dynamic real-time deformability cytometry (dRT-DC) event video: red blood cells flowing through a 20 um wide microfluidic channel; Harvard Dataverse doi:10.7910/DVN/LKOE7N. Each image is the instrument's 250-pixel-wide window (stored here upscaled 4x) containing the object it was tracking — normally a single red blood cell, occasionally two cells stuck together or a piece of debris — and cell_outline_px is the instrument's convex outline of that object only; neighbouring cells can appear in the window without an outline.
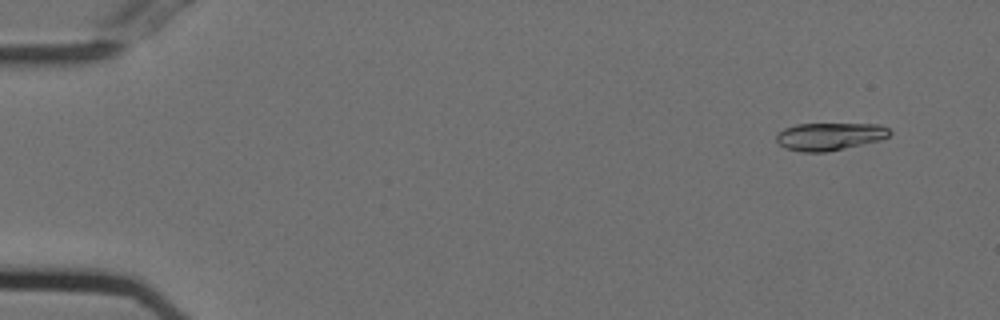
{"species": "Egyptian fruit bat (a non-hibernating species)", "species_latin": "Rousettus aegyptiacus", "temperature_condition": "cold", "stored_images_in_passage": 51, "camera_frame_rate_fps": 3000, "um_per_image_px": 0.085, "animal": {"sex": "female"}, "frame": {"image": 1, "passage_image": 1, "time_ms": 0.0, "image_size_px": [1000, 320], "cell_outline_px": [[892, 132], [888, 136], [880, 140], [828, 152], [800, 152], [784, 148], [776, 140], [776, 136], [784, 128], [796, 124], [880, 124], [888, 128]], "centroid_in_image_um": [70.51, 11.6], "position_along_channel_um": 14.5, "area_um2": 18.26}}
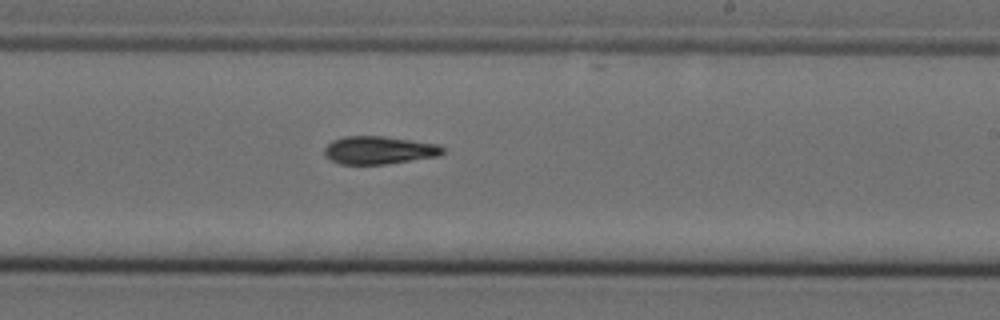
{"frame": {"image": 2, "passage_image": 30, "time_ms": 9.667, "image_size_px": [1000, 320], "cell_outline_px": [[444, 152], [440, 156], [384, 164], [340, 164], [328, 160], [324, 156], [324, 148], [332, 140], [344, 136], [380, 136], [440, 144], [444, 148]], "centroid_in_image_um": [32.19, 12.77], "position_along_channel_um": 256.8, "area_um2": 19.36}}
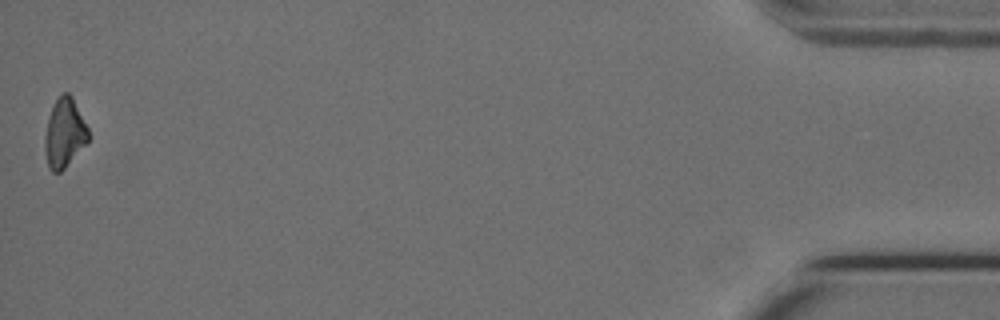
{"frame": {"image": 3, "passage_image": 51, "time_ms": 16.667, "image_size_px": [1000, 320], "cell_outline_px": [[88, 140], [64, 168], [60, 172], [52, 172], [48, 168], [44, 148], [44, 136], [52, 104], [60, 92], [68, 92], [72, 96], [88, 128]], "centroid_in_image_um": [5.44, 11.27], "position_along_channel_um": 429.8, "area_um2": 17.46}, "authors_computed_cell_mechanics": {"area_um2": 18.6694, "velocity_mm_per_s": 3.7507, "shape_relaxation_time_tau1_ms": 3.8069, "shape_relaxation_time_tau2_ms": null, "deformation_change_tau1": 0.1299, "deformation_change_tau2": null}}